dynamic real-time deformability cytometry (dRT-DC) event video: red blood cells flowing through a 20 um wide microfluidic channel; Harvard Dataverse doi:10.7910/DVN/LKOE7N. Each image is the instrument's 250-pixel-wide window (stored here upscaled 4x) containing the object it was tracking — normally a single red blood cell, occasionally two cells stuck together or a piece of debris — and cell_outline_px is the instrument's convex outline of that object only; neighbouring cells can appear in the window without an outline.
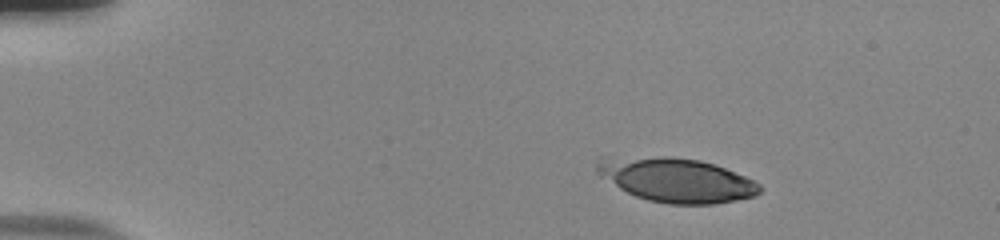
{"species": "human", "species_latin": "Homo sapiens", "temperature_condition": "room temperature", "stored_images_in_passage": 40, "camera_frame_rate_fps": 3000, "um_per_image_px": 0.085, "donor": {"sex": "male"}, "frame": {"image": 1, "passage_image": 1, "time_ms": 0.0, "image_size_px": [1000, 240], "cell_outline_px": [[764, 188], [756, 196], [716, 204], [668, 204], [648, 200], [636, 196], [620, 188], [600, 176], [596, 172], [596, 164], [600, 156], [668, 156], [700, 160], [724, 168], [744, 176], [760, 184]], "centroid_in_image_um": [57.45, 15.28], "position_along_channel_um": 27.5, "area_um2": 42.25}}
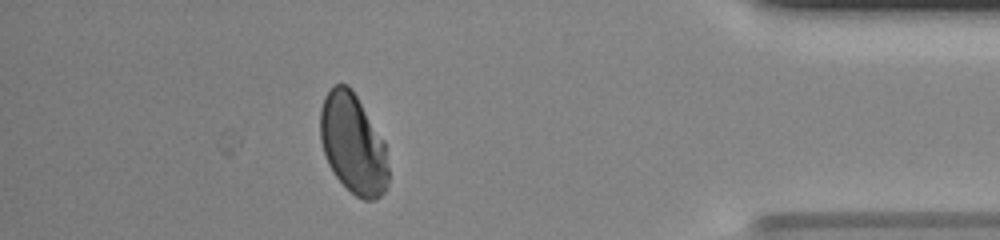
{"frame": {"image": 2, "passage_image": 40, "time_ms": 13.0, "image_size_px": [1000, 240], "cell_outline_px": [[388, 184], [384, 192], [376, 200], [364, 200], [356, 196], [332, 172], [328, 164], [320, 140], [320, 108], [324, 96], [332, 84], [348, 84], [352, 88], [384, 140], [388, 168]], "centroid_in_image_um": [30.0, 12.2], "position_along_channel_um": 405.2, "area_um2": 39.94}}